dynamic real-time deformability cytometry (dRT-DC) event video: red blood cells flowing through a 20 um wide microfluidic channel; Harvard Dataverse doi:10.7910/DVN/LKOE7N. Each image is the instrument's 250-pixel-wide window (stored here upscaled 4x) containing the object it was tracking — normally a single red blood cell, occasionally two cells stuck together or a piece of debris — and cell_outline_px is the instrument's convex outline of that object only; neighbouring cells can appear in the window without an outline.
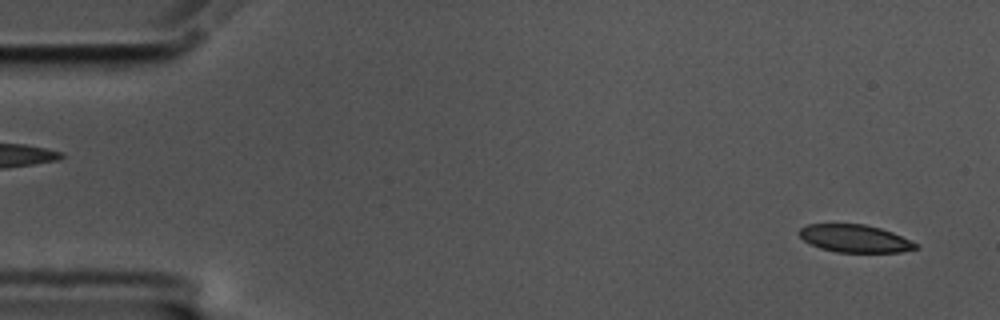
{"species": "common noctule bat (a hibernating species)", "species_latin": "Nyctalus noctula", "temperature_condition": "cold", "stored_images_in_passage": 56, "camera_frame_rate_fps": 3000, "um_per_image_px": 0.085, "animal": {"sex": "male", "body_mass_g": 17.5, "forearm_length_mm": 52.3}, "frame": {"image": 1, "passage_image": 2, "time_ms": 0.333, "image_size_px": [1000, 320], "cell_outline_px": [[920, 248], [900, 252], [836, 252], [820, 248], [804, 240], [800, 236], [800, 228], [808, 224], [864, 224], [880, 228], [892, 232], [920, 244]], "centroid_in_image_um": [72.71, 20.28], "position_along_channel_um": 12.3, "area_um2": 18.73}}
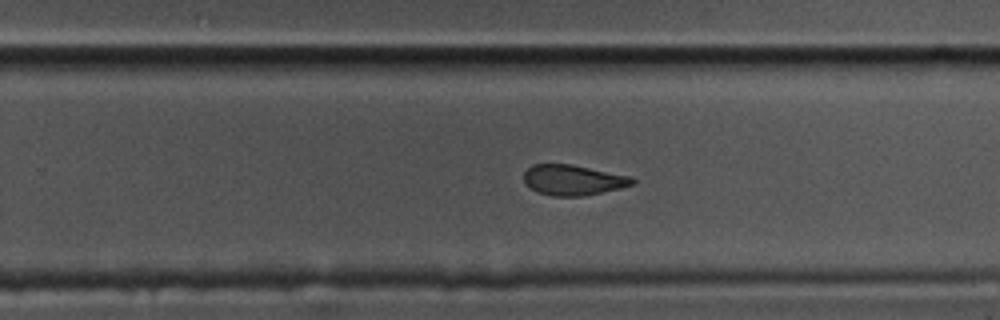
{"frame": {"image": 2, "passage_image": 35, "time_ms": 11.333, "image_size_px": [1000, 320], "cell_outline_px": [[636, 184], [620, 188], [584, 196], [552, 196], [536, 192], [524, 180], [524, 172], [532, 164], [572, 164], [632, 176], [636, 180]], "centroid_in_image_um": [48.75, 15.3], "position_along_channel_um": 281.0, "area_um2": 19.36}}
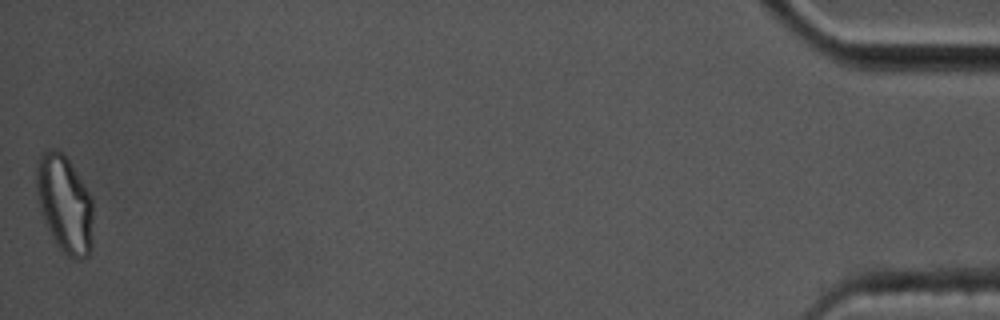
{"frame": {"image": 3, "passage_image": 56, "time_ms": 18.333, "image_size_px": [1000, 320], "cell_outline_px": [[92, 248], [88, 256], [80, 260], [76, 260], [68, 256], [60, 248], [52, 236], [48, 228], [36, 192], [36, 168], [40, 156], [44, 152], [52, 148], [56, 148], [68, 160], [92, 196]], "centroid_in_image_um": [5.52, 17.35], "position_along_channel_um": 429.7, "area_um2": 31.79}, "authors_computed_cell_mechanics": {"area_um2": 20.5479, "velocity_mm_per_s": 3.4932, "shape_relaxation_time_tau1_ms": 3.4701, "shape_relaxation_time_tau2_ms": 3.0851, "deformation_change_tau1": 0.1407, "deformation_change_tau2": 0.1016}}